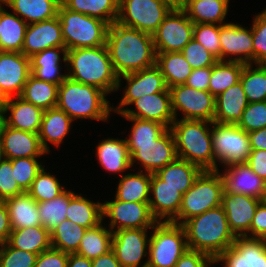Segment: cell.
<instances>
[{
    "instance_id": "6da1fadb",
    "label": "cell",
    "mask_w": 266,
    "mask_h": 267,
    "mask_svg": "<svg viewBox=\"0 0 266 267\" xmlns=\"http://www.w3.org/2000/svg\"><path fill=\"white\" fill-rule=\"evenodd\" d=\"M106 46L118 77L152 67L156 63L152 35L117 21L108 26Z\"/></svg>"
},
{
    "instance_id": "7a4b0ae2",
    "label": "cell",
    "mask_w": 266,
    "mask_h": 267,
    "mask_svg": "<svg viewBox=\"0 0 266 267\" xmlns=\"http://www.w3.org/2000/svg\"><path fill=\"white\" fill-rule=\"evenodd\" d=\"M184 227L188 249L217 257L236 240L223 207L210 209L186 220Z\"/></svg>"
},
{
    "instance_id": "3957f363",
    "label": "cell",
    "mask_w": 266,
    "mask_h": 267,
    "mask_svg": "<svg viewBox=\"0 0 266 267\" xmlns=\"http://www.w3.org/2000/svg\"><path fill=\"white\" fill-rule=\"evenodd\" d=\"M66 60L70 65L67 77L72 80L95 86L106 94L117 90L118 76L106 45L67 50Z\"/></svg>"
},
{
    "instance_id": "277c9868",
    "label": "cell",
    "mask_w": 266,
    "mask_h": 267,
    "mask_svg": "<svg viewBox=\"0 0 266 267\" xmlns=\"http://www.w3.org/2000/svg\"><path fill=\"white\" fill-rule=\"evenodd\" d=\"M212 122L206 120H175L170 127L175 139L177 157L197 165L203 171H217L212 149Z\"/></svg>"
},
{
    "instance_id": "5b68a950",
    "label": "cell",
    "mask_w": 266,
    "mask_h": 267,
    "mask_svg": "<svg viewBox=\"0 0 266 267\" xmlns=\"http://www.w3.org/2000/svg\"><path fill=\"white\" fill-rule=\"evenodd\" d=\"M101 89L82 84L67 77L58 87L57 108L74 119L106 121L112 107Z\"/></svg>"
},
{
    "instance_id": "8992f818",
    "label": "cell",
    "mask_w": 266,
    "mask_h": 267,
    "mask_svg": "<svg viewBox=\"0 0 266 267\" xmlns=\"http://www.w3.org/2000/svg\"><path fill=\"white\" fill-rule=\"evenodd\" d=\"M66 50L106 45L108 24L98 18L71 11L62 3L58 9Z\"/></svg>"
},
{
    "instance_id": "52a82bcc",
    "label": "cell",
    "mask_w": 266,
    "mask_h": 267,
    "mask_svg": "<svg viewBox=\"0 0 266 267\" xmlns=\"http://www.w3.org/2000/svg\"><path fill=\"white\" fill-rule=\"evenodd\" d=\"M224 191L223 178L217 171H203L183 195L178 216L172 223L182 225L191 217L219 207Z\"/></svg>"
},
{
    "instance_id": "ba28073f",
    "label": "cell",
    "mask_w": 266,
    "mask_h": 267,
    "mask_svg": "<svg viewBox=\"0 0 266 267\" xmlns=\"http://www.w3.org/2000/svg\"><path fill=\"white\" fill-rule=\"evenodd\" d=\"M151 229L147 267H174L188 249L184 227L161 221Z\"/></svg>"
},
{
    "instance_id": "9c48e42d",
    "label": "cell",
    "mask_w": 266,
    "mask_h": 267,
    "mask_svg": "<svg viewBox=\"0 0 266 267\" xmlns=\"http://www.w3.org/2000/svg\"><path fill=\"white\" fill-rule=\"evenodd\" d=\"M173 8L167 0H119L117 22L152 35Z\"/></svg>"
},
{
    "instance_id": "30bf717a",
    "label": "cell",
    "mask_w": 266,
    "mask_h": 267,
    "mask_svg": "<svg viewBox=\"0 0 266 267\" xmlns=\"http://www.w3.org/2000/svg\"><path fill=\"white\" fill-rule=\"evenodd\" d=\"M212 149L215 161L228 166L246 163L251 146L249 135L237 124L212 122Z\"/></svg>"
},
{
    "instance_id": "8fae6325",
    "label": "cell",
    "mask_w": 266,
    "mask_h": 267,
    "mask_svg": "<svg viewBox=\"0 0 266 267\" xmlns=\"http://www.w3.org/2000/svg\"><path fill=\"white\" fill-rule=\"evenodd\" d=\"M194 23L179 7H174L152 34L156 53L181 52L193 38Z\"/></svg>"
},
{
    "instance_id": "7c38bea8",
    "label": "cell",
    "mask_w": 266,
    "mask_h": 267,
    "mask_svg": "<svg viewBox=\"0 0 266 267\" xmlns=\"http://www.w3.org/2000/svg\"><path fill=\"white\" fill-rule=\"evenodd\" d=\"M169 91L175 120L179 110L184 114L182 119L214 122L216 101L209 91L197 90L185 84L170 87Z\"/></svg>"
},
{
    "instance_id": "4fadbf2b",
    "label": "cell",
    "mask_w": 266,
    "mask_h": 267,
    "mask_svg": "<svg viewBox=\"0 0 266 267\" xmlns=\"http://www.w3.org/2000/svg\"><path fill=\"white\" fill-rule=\"evenodd\" d=\"M102 216L103 219H111L109 229L112 232L123 229H151L158 222L151 213L149 202H123L115 198L111 202L102 203Z\"/></svg>"
},
{
    "instance_id": "5bb4252c",
    "label": "cell",
    "mask_w": 266,
    "mask_h": 267,
    "mask_svg": "<svg viewBox=\"0 0 266 267\" xmlns=\"http://www.w3.org/2000/svg\"><path fill=\"white\" fill-rule=\"evenodd\" d=\"M131 167L141 162L145 173H156L177 158L175 139L168 128L154 143L137 144V149H128Z\"/></svg>"
},
{
    "instance_id": "9a60e30c",
    "label": "cell",
    "mask_w": 266,
    "mask_h": 267,
    "mask_svg": "<svg viewBox=\"0 0 266 267\" xmlns=\"http://www.w3.org/2000/svg\"><path fill=\"white\" fill-rule=\"evenodd\" d=\"M148 229H123L113 232L112 250L121 267H139L143 256H149ZM147 265L148 259L140 267H147Z\"/></svg>"
},
{
    "instance_id": "2e32d148",
    "label": "cell",
    "mask_w": 266,
    "mask_h": 267,
    "mask_svg": "<svg viewBox=\"0 0 266 267\" xmlns=\"http://www.w3.org/2000/svg\"><path fill=\"white\" fill-rule=\"evenodd\" d=\"M122 77L126 80L128 85H126L127 88H125L123 97L118 105L119 107H112V111L118 114L123 112L122 108L124 106L130 105L134 100L143 95L169 91L165 79L156 65L118 77L117 90L121 87Z\"/></svg>"
},
{
    "instance_id": "e0dca14e",
    "label": "cell",
    "mask_w": 266,
    "mask_h": 267,
    "mask_svg": "<svg viewBox=\"0 0 266 267\" xmlns=\"http://www.w3.org/2000/svg\"><path fill=\"white\" fill-rule=\"evenodd\" d=\"M215 259L224 267H266V239L239 236Z\"/></svg>"
},
{
    "instance_id": "ac0fdd59",
    "label": "cell",
    "mask_w": 266,
    "mask_h": 267,
    "mask_svg": "<svg viewBox=\"0 0 266 267\" xmlns=\"http://www.w3.org/2000/svg\"><path fill=\"white\" fill-rule=\"evenodd\" d=\"M219 41L221 46V61H236L244 64L253 63L251 28L248 30L242 25L234 23L220 25ZM229 55H232L231 58L226 59ZM233 56L236 57L232 58Z\"/></svg>"
},
{
    "instance_id": "d6986e66",
    "label": "cell",
    "mask_w": 266,
    "mask_h": 267,
    "mask_svg": "<svg viewBox=\"0 0 266 267\" xmlns=\"http://www.w3.org/2000/svg\"><path fill=\"white\" fill-rule=\"evenodd\" d=\"M261 201L243 194L223 191L221 206L226 213L230 230L236 237H248L256 208Z\"/></svg>"
},
{
    "instance_id": "ffe728a7",
    "label": "cell",
    "mask_w": 266,
    "mask_h": 267,
    "mask_svg": "<svg viewBox=\"0 0 266 267\" xmlns=\"http://www.w3.org/2000/svg\"><path fill=\"white\" fill-rule=\"evenodd\" d=\"M131 104H134L137 110L123 108L120 116L156 121L165 125L167 128H170L171 124L175 121L171 107L170 91L143 95Z\"/></svg>"
},
{
    "instance_id": "44dd1931",
    "label": "cell",
    "mask_w": 266,
    "mask_h": 267,
    "mask_svg": "<svg viewBox=\"0 0 266 267\" xmlns=\"http://www.w3.org/2000/svg\"><path fill=\"white\" fill-rule=\"evenodd\" d=\"M53 47H65L59 16L27 25L21 53L30 58Z\"/></svg>"
},
{
    "instance_id": "7402d4cb",
    "label": "cell",
    "mask_w": 266,
    "mask_h": 267,
    "mask_svg": "<svg viewBox=\"0 0 266 267\" xmlns=\"http://www.w3.org/2000/svg\"><path fill=\"white\" fill-rule=\"evenodd\" d=\"M30 74L29 57L21 52L0 51V85L10 97L21 95Z\"/></svg>"
},
{
    "instance_id": "603a6c76",
    "label": "cell",
    "mask_w": 266,
    "mask_h": 267,
    "mask_svg": "<svg viewBox=\"0 0 266 267\" xmlns=\"http://www.w3.org/2000/svg\"><path fill=\"white\" fill-rule=\"evenodd\" d=\"M2 158H40L47 152L43 149L38 134L5 126L0 133Z\"/></svg>"
},
{
    "instance_id": "cb8c5ba5",
    "label": "cell",
    "mask_w": 266,
    "mask_h": 267,
    "mask_svg": "<svg viewBox=\"0 0 266 267\" xmlns=\"http://www.w3.org/2000/svg\"><path fill=\"white\" fill-rule=\"evenodd\" d=\"M149 206L153 217L161 222H172L179 213L183 194L177 188L164 184L155 174L151 173Z\"/></svg>"
},
{
    "instance_id": "d4e9b609",
    "label": "cell",
    "mask_w": 266,
    "mask_h": 267,
    "mask_svg": "<svg viewBox=\"0 0 266 267\" xmlns=\"http://www.w3.org/2000/svg\"><path fill=\"white\" fill-rule=\"evenodd\" d=\"M220 173L224 182V191L239 193L262 200L264 180L257 176L246 163H234Z\"/></svg>"
},
{
    "instance_id": "484cf974",
    "label": "cell",
    "mask_w": 266,
    "mask_h": 267,
    "mask_svg": "<svg viewBox=\"0 0 266 267\" xmlns=\"http://www.w3.org/2000/svg\"><path fill=\"white\" fill-rule=\"evenodd\" d=\"M215 101L214 122L221 124H238L249 104L241 81L218 95Z\"/></svg>"
},
{
    "instance_id": "4316f807",
    "label": "cell",
    "mask_w": 266,
    "mask_h": 267,
    "mask_svg": "<svg viewBox=\"0 0 266 267\" xmlns=\"http://www.w3.org/2000/svg\"><path fill=\"white\" fill-rule=\"evenodd\" d=\"M60 53L63 61L66 60L67 50L65 47H53L43 50L30 57L31 74L39 80L60 85L66 78V74H60Z\"/></svg>"
},
{
    "instance_id": "83f0119b",
    "label": "cell",
    "mask_w": 266,
    "mask_h": 267,
    "mask_svg": "<svg viewBox=\"0 0 266 267\" xmlns=\"http://www.w3.org/2000/svg\"><path fill=\"white\" fill-rule=\"evenodd\" d=\"M6 111L10 113L7 119V126L35 134L39 133L43 110L20 96L11 97L6 104Z\"/></svg>"
},
{
    "instance_id": "f1b7e54d",
    "label": "cell",
    "mask_w": 266,
    "mask_h": 267,
    "mask_svg": "<svg viewBox=\"0 0 266 267\" xmlns=\"http://www.w3.org/2000/svg\"><path fill=\"white\" fill-rule=\"evenodd\" d=\"M230 0H184L179 6L194 24L223 25Z\"/></svg>"
},
{
    "instance_id": "f546056e",
    "label": "cell",
    "mask_w": 266,
    "mask_h": 267,
    "mask_svg": "<svg viewBox=\"0 0 266 267\" xmlns=\"http://www.w3.org/2000/svg\"><path fill=\"white\" fill-rule=\"evenodd\" d=\"M72 121L64 111L57 107L43 112L38 136L43 149L47 153L50 152L47 142H51L58 147L69 133Z\"/></svg>"
},
{
    "instance_id": "4dcf8cb0",
    "label": "cell",
    "mask_w": 266,
    "mask_h": 267,
    "mask_svg": "<svg viewBox=\"0 0 266 267\" xmlns=\"http://www.w3.org/2000/svg\"><path fill=\"white\" fill-rule=\"evenodd\" d=\"M202 172L203 170L197 165L177 157L155 174L164 184L177 188L184 195Z\"/></svg>"
},
{
    "instance_id": "1f68e13d",
    "label": "cell",
    "mask_w": 266,
    "mask_h": 267,
    "mask_svg": "<svg viewBox=\"0 0 266 267\" xmlns=\"http://www.w3.org/2000/svg\"><path fill=\"white\" fill-rule=\"evenodd\" d=\"M5 2V6L20 15L28 25L58 16L61 5V0H5Z\"/></svg>"
},
{
    "instance_id": "d6a6232c",
    "label": "cell",
    "mask_w": 266,
    "mask_h": 267,
    "mask_svg": "<svg viewBox=\"0 0 266 267\" xmlns=\"http://www.w3.org/2000/svg\"><path fill=\"white\" fill-rule=\"evenodd\" d=\"M96 151L100 164L109 172L120 173L131 168L126 139H105L98 144Z\"/></svg>"
},
{
    "instance_id": "836d02e7",
    "label": "cell",
    "mask_w": 266,
    "mask_h": 267,
    "mask_svg": "<svg viewBox=\"0 0 266 267\" xmlns=\"http://www.w3.org/2000/svg\"><path fill=\"white\" fill-rule=\"evenodd\" d=\"M12 230L41 226L38 203L27 193L5 200Z\"/></svg>"
},
{
    "instance_id": "e575fe53",
    "label": "cell",
    "mask_w": 266,
    "mask_h": 267,
    "mask_svg": "<svg viewBox=\"0 0 266 267\" xmlns=\"http://www.w3.org/2000/svg\"><path fill=\"white\" fill-rule=\"evenodd\" d=\"M66 218L86 229L97 226L103 221L102 203L87 200L82 194L69 191V205Z\"/></svg>"
},
{
    "instance_id": "d590c367",
    "label": "cell",
    "mask_w": 266,
    "mask_h": 267,
    "mask_svg": "<svg viewBox=\"0 0 266 267\" xmlns=\"http://www.w3.org/2000/svg\"><path fill=\"white\" fill-rule=\"evenodd\" d=\"M7 243L16 249L40 254L52 247L50 232L41 226L13 229Z\"/></svg>"
},
{
    "instance_id": "8d00e7d4",
    "label": "cell",
    "mask_w": 266,
    "mask_h": 267,
    "mask_svg": "<svg viewBox=\"0 0 266 267\" xmlns=\"http://www.w3.org/2000/svg\"><path fill=\"white\" fill-rule=\"evenodd\" d=\"M155 65L162 73L168 88L185 84L193 70L182 52L156 53Z\"/></svg>"
},
{
    "instance_id": "74e56055",
    "label": "cell",
    "mask_w": 266,
    "mask_h": 267,
    "mask_svg": "<svg viewBox=\"0 0 266 267\" xmlns=\"http://www.w3.org/2000/svg\"><path fill=\"white\" fill-rule=\"evenodd\" d=\"M115 199L123 202H149L151 173L138 171L121 175Z\"/></svg>"
},
{
    "instance_id": "f35d334b",
    "label": "cell",
    "mask_w": 266,
    "mask_h": 267,
    "mask_svg": "<svg viewBox=\"0 0 266 267\" xmlns=\"http://www.w3.org/2000/svg\"><path fill=\"white\" fill-rule=\"evenodd\" d=\"M27 25L18 15L4 9L0 16V51L21 52Z\"/></svg>"
},
{
    "instance_id": "ab89813d",
    "label": "cell",
    "mask_w": 266,
    "mask_h": 267,
    "mask_svg": "<svg viewBox=\"0 0 266 267\" xmlns=\"http://www.w3.org/2000/svg\"><path fill=\"white\" fill-rule=\"evenodd\" d=\"M69 10L98 18L108 25L118 19L119 0H61Z\"/></svg>"
},
{
    "instance_id": "60d3db41",
    "label": "cell",
    "mask_w": 266,
    "mask_h": 267,
    "mask_svg": "<svg viewBox=\"0 0 266 267\" xmlns=\"http://www.w3.org/2000/svg\"><path fill=\"white\" fill-rule=\"evenodd\" d=\"M58 87L57 84L39 80L30 74L20 97L45 111L57 106Z\"/></svg>"
},
{
    "instance_id": "b9f144b4",
    "label": "cell",
    "mask_w": 266,
    "mask_h": 267,
    "mask_svg": "<svg viewBox=\"0 0 266 267\" xmlns=\"http://www.w3.org/2000/svg\"><path fill=\"white\" fill-rule=\"evenodd\" d=\"M113 232L102 222L86 230L76 254L93 260L112 250Z\"/></svg>"
},
{
    "instance_id": "7bdbcfd3",
    "label": "cell",
    "mask_w": 266,
    "mask_h": 267,
    "mask_svg": "<svg viewBox=\"0 0 266 267\" xmlns=\"http://www.w3.org/2000/svg\"><path fill=\"white\" fill-rule=\"evenodd\" d=\"M244 63L218 60L211 66L208 91L216 98L229 87L240 81Z\"/></svg>"
},
{
    "instance_id": "ee69618b",
    "label": "cell",
    "mask_w": 266,
    "mask_h": 267,
    "mask_svg": "<svg viewBox=\"0 0 266 267\" xmlns=\"http://www.w3.org/2000/svg\"><path fill=\"white\" fill-rule=\"evenodd\" d=\"M86 230V228L65 219L50 232L51 245L68 254L76 253Z\"/></svg>"
},
{
    "instance_id": "f6af8a7d",
    "label": "cell",
    "mask_w": 266,
    "mask_h": 267,
    "mask_svg": "<svg viewBox=\"0 0 266 267\" xmlns=\"http://www.w3.org/2000/svg\"><path fill=\"white\" fill-rule=\"evenodd\" d=\"M245 64L240 75V81L249 103L266 101V69L257 64Z\"/></svg>"
},
{
    "instance_id": "bcb514c9",
    "label": "cell",
    "mask_w": 266,
    "mask_h": 267,
    "mask_svg": "<svg viewBox=\"0 0 266 267\" xmlns=\"http://www.w3.org/2000/svg\"><path fill=\"white\" fill-rule=\"evenodd\" d=\"M69 205V191L64 190L50 201L38 202V212L41 224L49 232L66 218Z\"/></svg>"
},
{
    "instance_id": "7dc6e473",
    "label": "cell",
    "mask_w": 266,
    "mask_h": 267,
    "mask_svg": "<svg viewBox=\"0 0 266 267\" xmlns=\"http://www.w3.org/2000/svg\"><path fill=\"white\" fill-rule=\"evenodd\" d=\"M132 124V131L126 139L128 149H137V144L154 143L168 128L156 121L125 117Z\"/></svg>"
},
{
    "instance_id": "c3c4849f",
    "label": "cell",
    "mask_w": 266,
    "mask_h": 267,
    "mask_svg": "<svg viewBox=\"0 0 266 267\" xmlns=\"http://www.w3.org/2000/svg\"><path fill=\"white\" fill-rule=\"evenodd\" d=\"M64 190V186L60 185L58 179L52 174L47 173L43 168L33 180L31 188L27 193L38 203L50 201Z\"/></svg>"
},
{
    "instance_id": "681fc988",
    "label": "cell",
    "mask_w": 266,
    "mask_h": 267,
    "mask_svg": "<svg viewBox=\"0 0 266 267\" xmlns=\"http://www.w3.org/2000/svg\"><path fill=\"white\" fill-rule=\"evenodd\" d=\"M15 180L18 185L27 192L32 185L37 174L43 169V166L36 158H17L11 159Z\"/></svg>"
},
{
    "instance_id": "f907efd6",
    "label": "cell",
    "mask_w": 266,
    "mask_h": 267,
    "mask_svg": "<svg viewBox=\"0 0 266 267\" xmlns=\"http://www.w3.org/2000/svg\"><path fill=\"white\" fill-rule=\"evenodd\" d=\"M220 25L200 23L194 24L193 38L202 44L218 60H221V46L219 41Z\"/></svg>"
},
{
    "instance_id": "816d5d0a",
    "label": "cell",
    "mask_w": 266,
    "mask_h": 267,
    "mask_svg": "<svg viewBox=\"0 0 266 267\" xmlns=\"http://www.w3.org/2000/svg\"><path fill=\"white\" fill-rule=\"evenodd\" d=\"M38 254L11 247L7 242L0 245V267H34Z\"/></svg>"
},
{
    "instance_id": "f5cc1de1",
    "label": "cell",
    "mask_w": 266,
    "mask_h": 267,
    "mask_svg": "<svg viewBox=\"0 0 266 267\" xmlns=\"http://www.w3.org/2000/svg\"><path fill=\"white\" fill-rule=\"evenodd\" d=\"M237 126L245 132H252L266 127V101L249 103Z\"/></svg>"
},
{
    "instance_id": "db71d44e",
    "label": "cell",
    "mask_w": 266,
    "mask_h": 267,
    "mask_svg": "<svg viewBox=\"0 0 266 267\" xmlns=\"http://www.w3.org/2000/svg\"><path fill=\"white\" fill-rule=\"evenodd\" d=\"M252 29L253 63L261 64L266 60V10L254 16Z\"/></svg>"
},
{
    "instance_id": "11a10c76",
    "label": "cell",
    "mask_w": 266,
    "mask_h": 267,
    "mask_svg": "<svg viewBox=\"0 0 266 267\" xmlns=\"http://www.w3.org/2000/svg\"><path fill=\"white\" fill-rule=\"evenodd\" d=\"M192 69L213 66L218 59L194 38L181 51Z\"/></svg>"
},
{
    "instance_id": "9f6ffc18",
    "label": "cell",
    "mask_w": 266,
    "mask_h": 267,
    "mask_svg": "<svg viewBox=\"0 0 266 267\" xmlns=\"http://www.w3.org/2000/svg\"><path fill=\"white\" fill-rule=\"evenodd\" d=\"M23 193H25V191L15 180L11 161L2 158L0 160V200L5 201L8 198H12Z\"/></svg>"
},
{
    "instance_id": "6f0895ef",
    "label": "cell",
    "mask_w": 266,
    "mask_h": 267,
    "mask_svg": "<svg viewBox=\"0 0 266 267\" xmlns=\"http://www.w3.org/2000/svg\"><path fill=\"white\" fill-rule=\"evenodd\" d=\"M216 263L215 257L200 251L187 249L174 267H208Z\"/></svg>"
},
{
    "instance_id": "680465c9",
    "label": "cell",
    "mask_w": 266,
    "mask_h": 267,
    "mask_svg": "<svg viewBox=\"0 0 266 267\" xmlns=\"http://www.w3.org/2000/svg\"><path fill=\"white\" fill-rule=\"evenodd\" d=\"M68 253L50 247L40 253L34 267H67Z\"/></svg>"
},
{
    "instance_id": "91938a15",
    "label": "cell",
    "mask_w": 266,
    "mask_h": 267,
    "mask_svg": "<svg viewBox=\"0 0 266 267\" xmlns=\"http://www.w3.org/2000/svg\"><path fill=\"white\" fill-rule=\"evenodd\" d=\"M248 237L266 239V203L265 202L261 201L256 208L252 223L250 225V235H248Z\"/></svg>"
},
{
    "instance_id": "94428289",
    "label": "cell",
    "mask_w": 266,
    "mask_h": 267,
    "mask_svg": "<svg viewBox=\"0 0 266 267\" xmlns=\"http://www.w3.org/2000/svg\"><path fill=\"white\" fill-rule=\"evenodd\" d=\"M210 77L211 66L193 69L187 81L185 82V85L197 90L208 91Z\"/></svg>"
},
{
    "instance_id": "6125c7cd",
    "label": "cell",
    "mask_w": 266,
    "mask_h": 267,
    "mask_svg": "<svg viewBox=\"0 0 266 267\" xmlns=\"http://www.w3.org/2000/svg\"><path fill=\"white\" fill-rule=\"evenodd\" d=\"M246 164L257 176L266 180V150H251Z\"/></svg>"
},
{
    "instance_id": "be15d7a7",
    "label": "cell",
    "mask_w": 266,
    "mask_h": 267,
    "mask_svg": "<svg viewBox=\"0 0 266 267\" xmlns=\"http://www.w3.org/2000/svg\"><path fill=\"white\" fill-rule=\"evenodd\" d=\"M12 231L8 208L5 201L0 200V245L7 242Z\"/></svg>"
},
{
    "instance_id": "e7e4bbea",
    "label": "cell",
    "mask_w": 266,
    "mask_h": 267,
    "mask_svg": "<svg viewBox=\"0 0 266 267\" xmlns=\"http://www.w3.org/2000/svg\"><path fill=\"white\" fill-rule=\"evenodd\" d=\"M251 150H266V127L248 132Z\"/></svg>"
},
{
    "instance_id": "03108f58",
    "label": "cell",
    "mask_w": 266,
    "mask_h": 267,
    "mask_svg": "<svg viewBox=\"0 0 266 267\" xmlns=\"http://www.w3.org/2000/svg\"><path fill=\"white\" fill-rule=\"evenodd\" d=\"M92 261V267H121L113 250L95 258Z\"/></svg>"
},
{
    "instance_id": "003e7915",
    "label": "cell",
    "mask_w": 266,
    "mask_h": 267,
    "mask_svg": "<svg viewBox=\"0 0 266 267\" xmlns=\"http://www.w3.org/2000/svg\"><path fill=\"white\" fill-rule=\"evenodd\" d=\"M67 267H92V261L76 253L68 254Z\"/></svg>"
},
{
    "instance_id": "a7ac6f4b",
    "label": "cell",
    "mask_w": 266,
    "mask_h": 267,
    "mask_svg": "<svg viewBox=\"0 0 266 267\" xmlns=\"http://www.w3.org/2000/svg\"><path fill=\"white\" fill-rule=\"evenodd\" d=\"M6 113H7L6 106H0V133L7 125V119H6L7 116L5 115Z\"/></svg>"
},
{
    "instance_id": "89a4df30",
    "label": "cell",
    "mask_w": 266,
    "mask_h": 267,
    "mask_svg": "<svg viewBox=\"0 0 266 267\" xmlns=\"http://www.w3.org/2000/svg\"><path fill=\"white\" fill-rule=\"evenodd\" d=\"M11 97L6 93V91L0 85V106H6L10 101Z\"/></svg>"
},
{
    "instance_id": "2644e50d",
    "label": "cell",
    "mask_w": 266,
    "mask_h": 267,
    "mask_svg": "<svg viewBox=\"0 0 266 267\" xmlns=\"http://www.w3.org/2000/svg\"><path fill=\"white\" fill-rule=\"evenodd\" d=\"M167 1H169L174 7H179L184 2V0H167Z\"/></svg>"
},
{
    "instance_id": "8c879c8a",
    "label": "cell",
    "mask_w": 266,
    "mask_h": 267,
    "mask_svg": "<svg viewBox=\"0 0 266 267\" xmlns=\"http://www.w3.org/2000/svg\"><path fill=\"white\" fill-rule=\"evenodd\" d=\"M262 202L266 203V180H264V189H263Z\"/></svg>"
},
{
    "instance_id": "753ad0ef",
    "label": "cell",
    "mask_w": 266,
    "mask_h": 267,
    "mask_svg": "<svg viewBox=\"0 0 266 267\" xmlns=\"http://www.w3.org/2000/svg\"><path fill=\"white\" fill-rule=\"evenodd\" d=\"M1 3L6 4V2H5V0H0V16L2 14V11L4 10V8H3L4 6H2Z\"/></svg>"
},
{
    "instance_id": "34e18365",
    "label": "cell",
    "mask_w": 266,
    "mask_h": 267,
    "mask_svg": "<svg viewBox=\"0 0 266 267\" xmlns=\"http://www.w3.org/2000/svg\"><path fill=\"white\" fill-rule=\"evenodd\" d=\"M261 65L266 69V60H264Z\"/></svg>"
},
{
    "instance_id": "11e5206c",
    "label": "cell",
    "mask_w": 266,
    "mask_h": 267,
    "mask_svg": "<svg viewBox=\"0 0 266 267\" xmlns=\"http://www.w3.org/2000/svg\"><path fill=\"white\" fill-rule=\"evenodd\" d=\"M2 159V154H1V143H0V160Z\"/></svg>"
}]
</instances>
